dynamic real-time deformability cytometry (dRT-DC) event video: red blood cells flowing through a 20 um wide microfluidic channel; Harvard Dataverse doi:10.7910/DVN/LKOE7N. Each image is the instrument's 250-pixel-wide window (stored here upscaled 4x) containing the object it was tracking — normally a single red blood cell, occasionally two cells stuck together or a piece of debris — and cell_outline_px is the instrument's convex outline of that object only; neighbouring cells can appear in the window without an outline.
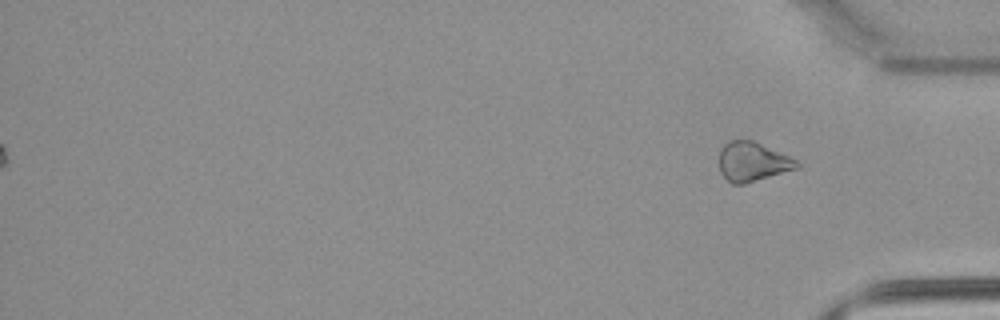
{"species": "common noctule bat (a hibernating species)", "species_latin": "Nyctalus noctula", "temperature_condition": "warm", "stored_images_in_passage": 29, "camera_frame_rate_fps": 3000, "um_per_image_px": 0.085, "animal": {"sex": "male", "body_mass_g": 21.5, "forearm_length_mm": 52.0}, "frame": {"image": 1, "passage_image": 29, "time_ms": 9.333, "image_size_px": [1000, 320], "cell_outline_px": [[800, 168], [744, 184], [732, 184], [720, 172], [720, 148], [728, 140], [752, 140], [788, 156], [796, 160], [800, 164]], "centroid_in_image_um": [63.96, 13.75], "position_along_channel_um": 371.2, "area_um2": 17.69}}